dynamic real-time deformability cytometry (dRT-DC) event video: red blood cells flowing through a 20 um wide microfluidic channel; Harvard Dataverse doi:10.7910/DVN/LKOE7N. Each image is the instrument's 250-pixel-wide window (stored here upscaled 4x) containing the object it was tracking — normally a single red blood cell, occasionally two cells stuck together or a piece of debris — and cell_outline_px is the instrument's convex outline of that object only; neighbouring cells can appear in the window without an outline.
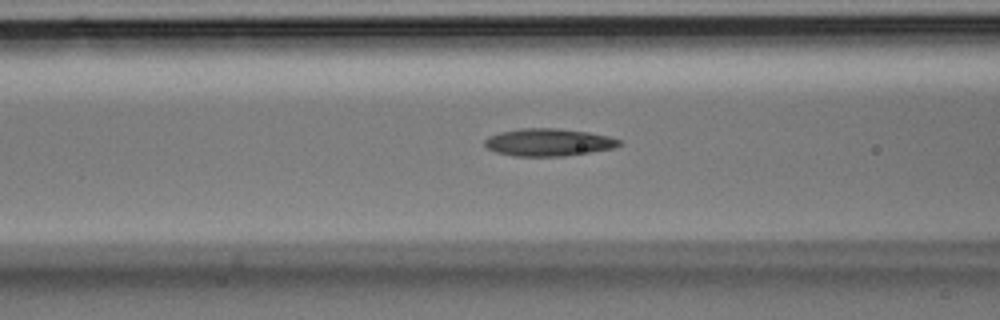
{"species": "Egyptian fruit bat (a non-hibernating species)", "species_latin": "Rousettus aegyptiacus", "temperature_condition": "room temperature", "stored_images_in_passage": 37, "segment_of_instrument_passage": [1, 2], "camera_frame_rate_fps": 3000, "um_per_image_px": 0.085, "animal": {"sex": "male"}, "frame": {"image": 1, "passage_image": 14, "time_ms": 4.333, "image_size_px": [1000, 320], "cell_outline_px": [[624, 144], [616, 148], [564, 156], [516, 156], [496, 152], [488, 148], [484, 144], [484, 140], [488, 136], [500, 132], [520, 128], [556, 128], [588, 132], [608, 136], [620, 140]], "centroid_in_image_um": [46.64, 12.09], "position_along_channel_um": 120.0, "area_um2": 21.62}}
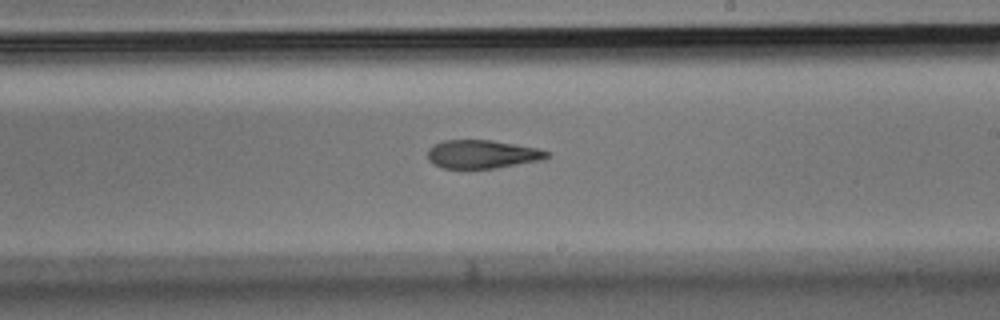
{"frame": {"image": 2, "passage_image": 21, "time_ms": 6.667, "image_size_px": [1000, 320], "cell_outline_px": [[552, 156], [544, 160], [496, 168], [444, 168], [432, 164], [428, 160], [428, 148], [444, 140], [492, 140], [536, 148], [552, 152]], "centroid_in_image_um": [41.04, 13.11], "position_along_channel_um": 248.0, "area_um2": 19.88}}
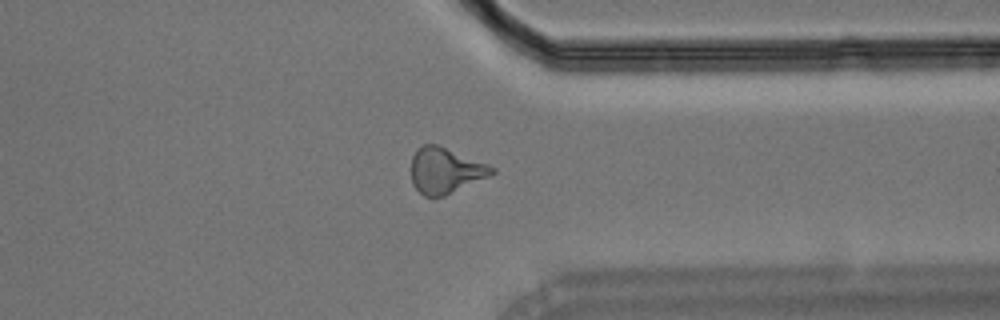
{"frame": {"image": 3, "passage_image": 28, "time_ms": 9.0, "image_size_px": [1000, 320], "cell_outline_px": [[496, 172], [488, 176], [444, 196], [432, 200], [424, 196], [412, 184], [412, 156], [416, 148], [424, 144], [436, 144], [488, 164], [496, 168]], "centroid_in_image_um": [37.82, 14.51], "position_along_channel_um": 373.6, "area_um2": 21.5}}